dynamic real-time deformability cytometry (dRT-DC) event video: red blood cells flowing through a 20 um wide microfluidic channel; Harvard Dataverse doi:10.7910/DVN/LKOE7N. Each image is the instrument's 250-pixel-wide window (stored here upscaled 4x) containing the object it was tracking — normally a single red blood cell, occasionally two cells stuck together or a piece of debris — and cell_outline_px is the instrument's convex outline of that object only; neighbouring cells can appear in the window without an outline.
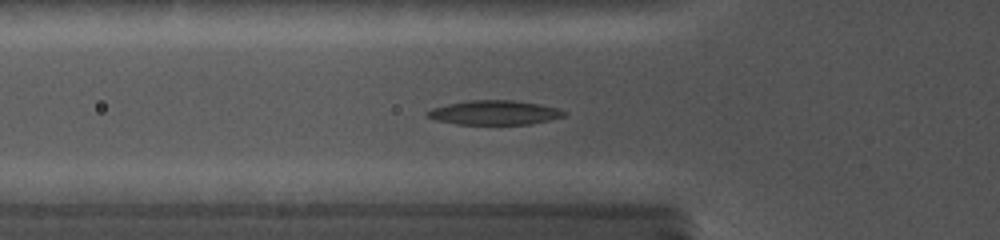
{"species": "common noctule bat (a hibernating species)", "species_latin": "Nyctalus noctula", "temperature_condition": "cold", "stored_images_in_passage": 26, "camera_frame_rate_fps": 5000, "um_per_image_px": 0.085, "animal": {"sex": "female", "body_mass_g": 19.0, "forearm_length_mm": 56.7}, "frame": {"image": 1, "passage_image": 10, "time_ms": 5.8, "image_size_px": [1000, 240], "cell_outline_px": [[568, 112], [564, 116], [532, 124], [456, 124], [436, 120], [428, 116], [424, 112], [432, 108], [448, 104], [468, 100], [512, 100], [536, 104], [556, 108]], "centroid_in_image_um": [41.99, 9.57], "position_along_channel_um": 83.8, "area_um2": 19.19}}
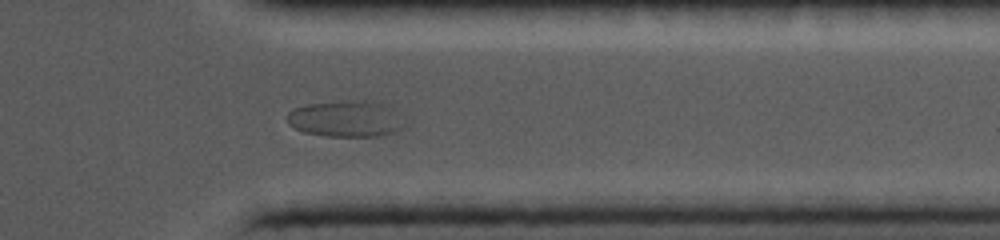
{"frame": {"image": 2, "passage_image": 21, "time_ms": 13.8, "image_size_px": [1000, 240], "cell_outline_px": [[412, 124], [400, 132], [380, 136], [324, 136], [304, 132], [288, 124], [284, 116], [292, 108], [308, 104], [372, 104]], "centroid_in_image_um": [29.32, 10.22], "position_along_channel_um": 382.1, "area_um2": 23.35}}
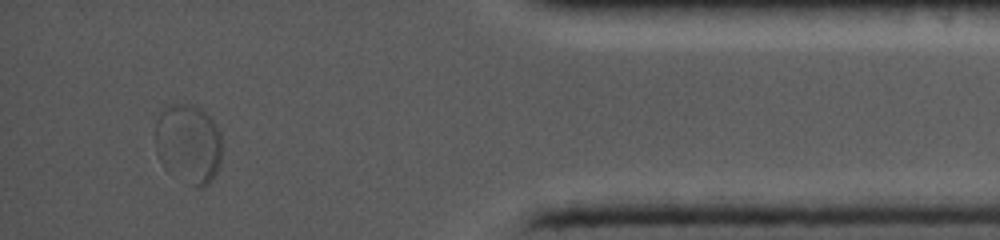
{"frame": {"image": 3, "passage_image": 24, "time_ms": 15.6, "image_size_px": [1000, 240], "cell_outline_px": [[220, 160], [216, 172], [208, 184], [204, 188], [200, 188], [168, 172], [164, 168], [156, 152], [156, 120], [160, 112], [168, 104], [184, 104], [200, 108], [216, 124], [220, 132]], "centroid_in_image_um": [15.99, 12.21], "position_along_channel_um": 419.2, "area_um2": 30.69}}